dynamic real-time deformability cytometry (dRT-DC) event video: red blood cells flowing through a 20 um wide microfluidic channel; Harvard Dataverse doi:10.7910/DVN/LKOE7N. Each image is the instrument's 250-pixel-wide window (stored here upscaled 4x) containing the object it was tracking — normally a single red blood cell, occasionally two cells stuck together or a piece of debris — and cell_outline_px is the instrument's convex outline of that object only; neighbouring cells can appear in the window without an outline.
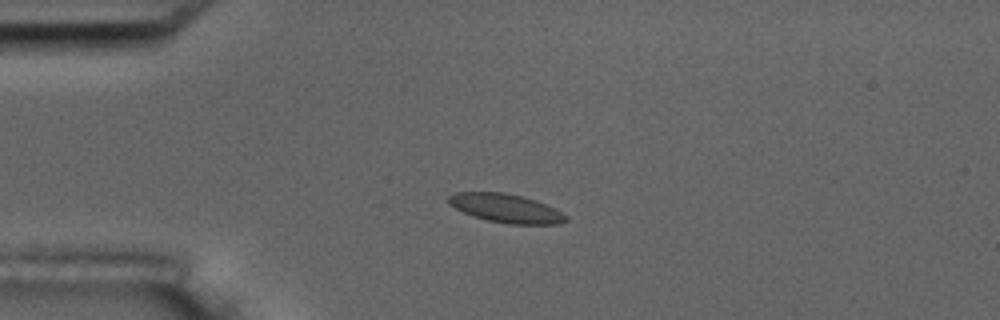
{"species": "common noctule bat (a hibernating species)", "species_latin": "Nyctalus noctula", "temperature_condition": "room temperature", "stored_images_in_passage": 2, "camera_frame_rate_fps": 3000, "um_per_image_px": 0.085, "animal": {"sex": "male", "body_mass_g": 17.5, "forearm_length_mm": 52.3}, "frame": {"image": 1, "passage_image": 1, "time_ms": 0.0, "image_size_px": [1000, 320], "cell_outline_px": [[568, 220], [560, 224], [508, 224], [488, 220], [472, 216], [448, 204], [448, 196], [456, 192], [504, 192], [536, 200], [556, 208], [568, 216]], "centroid_in_image_um": [43.04, 17.7], "position_along_channel_um": 42.0, "area_um2": 19.71}}